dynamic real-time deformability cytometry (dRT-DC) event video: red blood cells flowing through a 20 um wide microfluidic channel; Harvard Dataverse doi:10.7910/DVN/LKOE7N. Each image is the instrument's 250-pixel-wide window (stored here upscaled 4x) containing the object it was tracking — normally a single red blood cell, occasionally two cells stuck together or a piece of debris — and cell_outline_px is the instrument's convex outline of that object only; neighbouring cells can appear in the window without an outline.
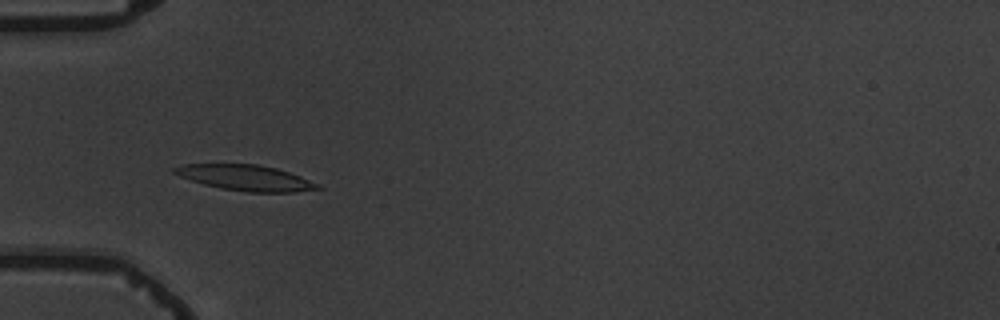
{"species": "common noctule bat (a hibernating species)", "species_latin": "Nyctalus noctula", "temperature_condition": "warm", "stored_images_in_passage": 4, "camera_frame_rate_fps": 3000, "um_per_image_px": 0.085, "animal": {"sex": "male", "body_mass_g": 19.5, "forearm_length_mm": 54.6}, "frame": {"image": 1, "passage_image": 3, "time_ms": 3.333, "image_size_px": [1000, 320], "cell_outline_px": [[324, 188], [296, 192], [248, 192], [220, 188], [204, 184], [180, 176], [172, 172], [172, 168], [184, 164], [256, 164], [276, 168], [300, 176], [320, 184]], "centroid_in_image_um": [20.91, 15.11], "position_along_channel_um": 64.1, "area_um2": 21.33}}
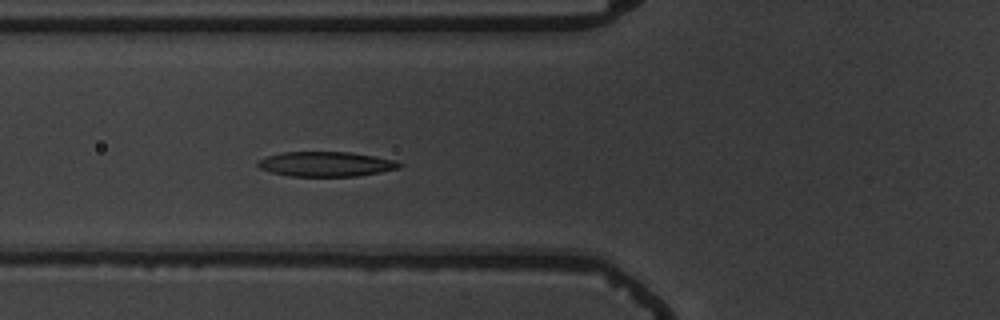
{"frame": {"image": 2, "passage_image": 4, "time_ms": 4.333, "image_size_px": [1000, 320], "cell_outline_px": [[404, 164], [400, 168], [380, 172], [356, 176], [288, 176], [272, 172], [260, 168], [256, 164], [260, 160], [268, 156], [284, 152], [348, 152], [396, 160]], "centroid_in_image_um": [27.74, 13.95], "position_along_channel_um": 98.1, "area_um2": 20.29}}